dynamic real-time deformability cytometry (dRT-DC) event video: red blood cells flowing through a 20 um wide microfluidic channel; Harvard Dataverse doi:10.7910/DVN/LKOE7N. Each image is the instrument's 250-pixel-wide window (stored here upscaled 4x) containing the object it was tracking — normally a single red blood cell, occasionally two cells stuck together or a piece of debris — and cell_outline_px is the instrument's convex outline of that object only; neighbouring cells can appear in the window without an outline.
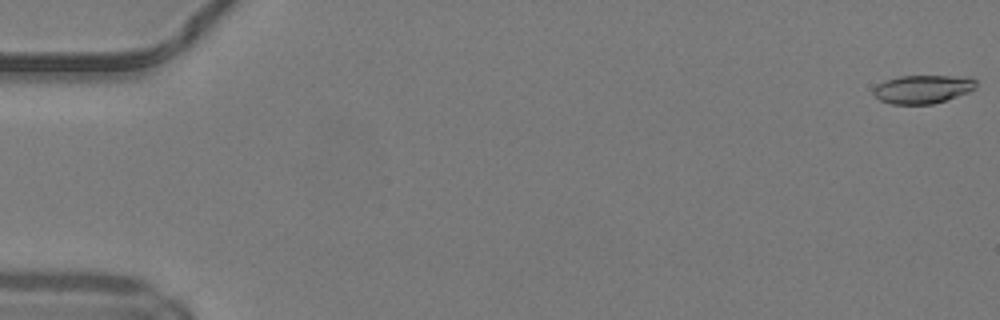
{"species": "common noctule bat (a hibernating species)", "species_latin": "Nyctalus noctula", "temperature_condition": "warm", "stored_images_in_passage": 51, "camera_frame_rate_fps": 3000, "um_per_image_px": 0.085, "animal": {"sex": "male", "body_mass_g": 19.2, "forearm_length_mm": 51.8}, "frame": {"image": 1, "passage_image": 1, "time_ms": 0.0, "image_size_px": [1000, 320], "cell_outline_px": [[976, 88], [968, 92], [932, 104], [892, 104], [880, 100], [872, 92], [872, 88], [876, 84], [884, 80], [900, 76], [972, 76], [976, 80]], "centroid_in_image_um": [78.42, 7.56], "position_along_channel_um": 6.6, "area_um2": 17.11}}
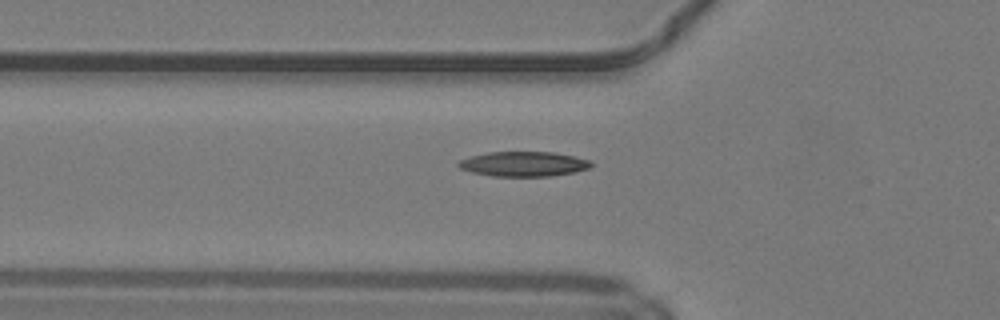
{"frame": {"image": 2, "passage_image": 19, "time_ms": 6.0, "image_size_px": [1000, 320], "cell_outline_px": [[592, 164], [588, 168], [576, 172], [548, 176], [492, 176], [472, 172], [460, 168], [456, 164], [460, 160], [472, 156], [488, 152], [552, 152], [576, 156], [592, 160]], "centroid_in_image_um": [44.53, 13.93], "position_along_channel_um": 81.3, "area_um2": 19.19}}
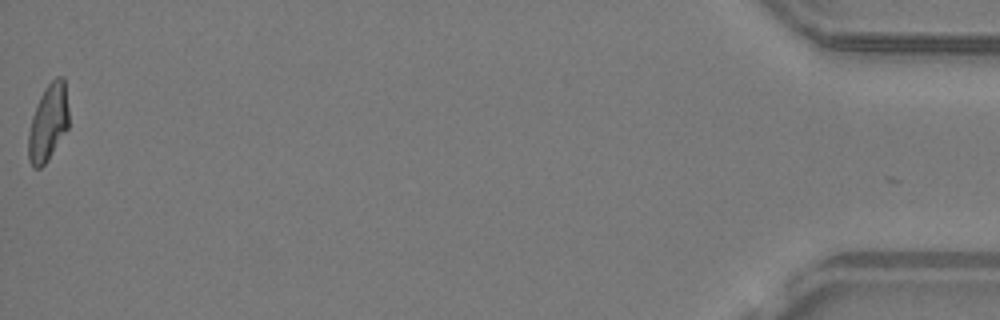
{"frame": {"image": 3, "passage_image": 51, "time_ms": 16.667, "image_size_px": [1000, 320], "cell_outline_px": [[68, 128], [48, 160], [40, 168], [32, 168], [28, 160], [28, 136], [32, 116], [40, 96], [44, 88], [56, 76], [64, 76], [68, 108]], "centroid_in_image_um": [4.09, 10.42], "position_along_channel_um": 431.1, "area_um2": 18.15}, "authors_computed_cell_mechanics": {"area_um2": 18.2648, "velocity_mm_per_s": 4.2142, "shape_relaxation_time_tau1_ms": 6.873, "shape_relaxation_time_tau2_ms": 5.9421, "deformation_change_tau1": 0.2046, "deformation_change_tau2": 0.1378}}